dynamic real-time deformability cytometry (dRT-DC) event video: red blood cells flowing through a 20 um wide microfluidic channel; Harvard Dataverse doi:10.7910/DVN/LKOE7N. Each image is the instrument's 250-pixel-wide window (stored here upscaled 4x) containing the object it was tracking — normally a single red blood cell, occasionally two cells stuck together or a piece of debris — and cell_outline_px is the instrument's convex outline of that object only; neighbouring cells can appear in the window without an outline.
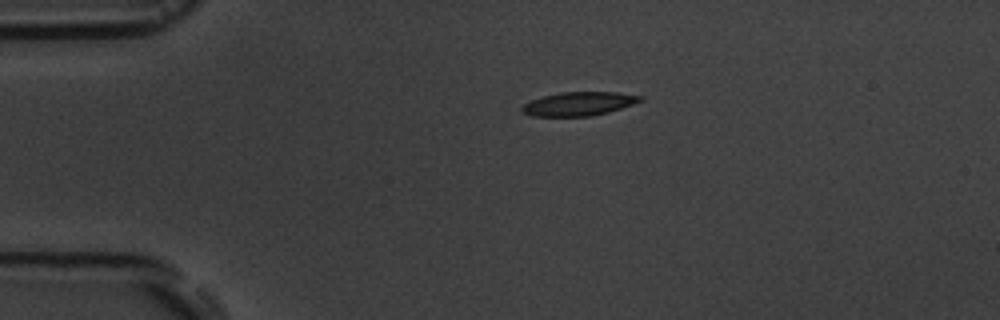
{"species": "common noctule bat (a hibernating species)", "species_latin": "Nyctalus noctula", "temperature_condition": "room temperature", "stored_images_in_passage": 3, "segment_of_instrument_passage": [1, 2], "camera_frame_rate_fps": 3000, "um_per_image_px": 0.085, "animal": {"sex": "male", "body_mass_g": 19.5, "forearm_length_mm": 54.6}, "frame": {"image": 1, "passage_image": 1, "time_ms": 0.0, "image_size_px": [1000, 320], "cell_outline_px": [[644, 100], [608, 112], [592, 116], [528, 116], [520, 108], [524, 104], [532, 100], [544, 96], [560, 92], [616, 92], [644, 96]], "centroid_in_image_um": [49.21, 8.82], "position_along_channel_um": 35.8, "area_um2": 16.3}}